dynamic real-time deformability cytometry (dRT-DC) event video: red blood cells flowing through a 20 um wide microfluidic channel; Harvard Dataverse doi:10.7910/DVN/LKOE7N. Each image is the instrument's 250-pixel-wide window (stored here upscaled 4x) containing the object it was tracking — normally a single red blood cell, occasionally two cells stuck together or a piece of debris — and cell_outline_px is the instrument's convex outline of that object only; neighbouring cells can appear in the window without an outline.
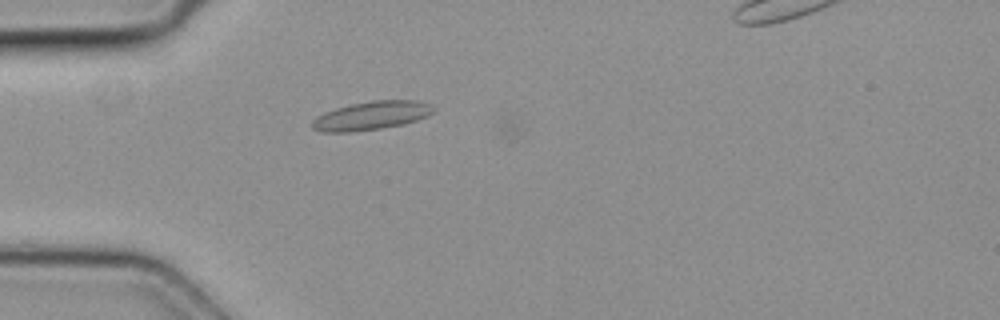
{"species": "common noctule bat (a hibernating species)", "species_latin": "Nyctalus noctula", "temperature_condition": "cold", "stored_images_in_passage": 2, "camera_frame_rate_fps": 3000, "um_per_image_px": 0.085, "animal": {"sex": "female", "body_mass_g": 19.3, "forearm_length_mm": 54.1}, "frame": {"image": 1, "passage_image": 1, "time_ms": 0.0, "image_size_px": [1000, 320], "cell_outline_px": [[436, 108], [428, 116], [404, 124], [380, 128], [352, 132], [320, 132], [312, 128], [312, 120], [316, 116], [324, 112], [336, 108], [352, 104], [372, 100], [416, 100], [432, 104]], "centroid_in_image_um": [31.57, 9.82], "position_along_channel_um": 53.4, "area_um2": 20.29}}